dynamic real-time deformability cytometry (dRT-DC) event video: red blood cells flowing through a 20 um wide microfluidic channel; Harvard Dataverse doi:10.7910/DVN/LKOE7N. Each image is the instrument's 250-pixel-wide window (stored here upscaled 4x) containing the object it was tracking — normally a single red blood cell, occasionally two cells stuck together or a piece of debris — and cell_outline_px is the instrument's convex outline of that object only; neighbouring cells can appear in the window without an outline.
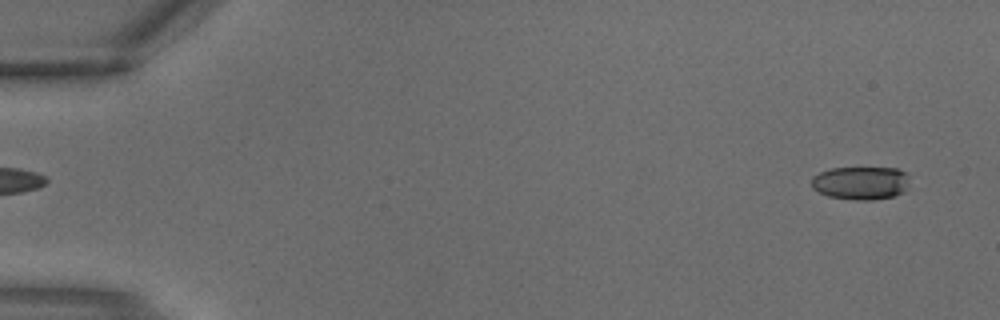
{"species": "common noctule bat (a hibernating species)", "species_latin": "Nyctalus noctula", "temperature_condition": "warm", "stored_images_in_passage": 4, "segment_of_instrument_passage": [2, 2], "camera_frame_rate_fps": 3000, "um_per_image_px": 0.085, "animal": {"sex": "male", "body_mass_g": 18.8}, "frame": {"image": 1, "passage_image": 4, "time_ms": 1.0, "image_size_px": [1000, 320], "cell_outline_px": [[908, 184], [904, 192], [896, 196], [872, 200], [856, 200], [828, 196], [812, 188], [812, 176], [820, 172], [832, 168], [900, 168], [908, 172]], "centroid_in_image_um": [73.21, 15.55], "position_along_channel_um": 11.8, "area_um2": 19.19}}